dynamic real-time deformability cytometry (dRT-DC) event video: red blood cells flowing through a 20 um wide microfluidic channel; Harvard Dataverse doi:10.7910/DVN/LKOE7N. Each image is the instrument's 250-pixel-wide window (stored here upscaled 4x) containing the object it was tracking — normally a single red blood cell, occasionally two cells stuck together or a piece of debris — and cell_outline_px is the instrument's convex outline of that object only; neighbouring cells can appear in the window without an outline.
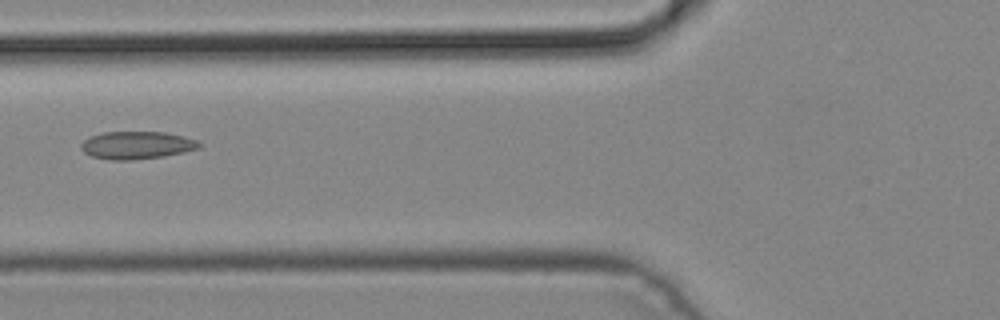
{"species": "common noctule bat (a hibernating species)", "species_latin": "Nyctalus noctula", "temperature_condition": "cold", "stored_images_in_passage": 5, "camera_frame_rate_fps": 3000, "um_per_image_px": 0.085, "animal": {"sex": "male", "body_mass_g": 19.2, "forearm_length_mm": 51.8}, "frame": {"image": 1, "passage_image": 5, "time_ms": 1.333, "image_size_px": [1000, 320], "cell_outline_px": [[204, 144], [200, 148], [184, 152], [164, 156], [132, 160], [108, 160], [92, 156], [84, 152], [80, 148], [80, 144], [84, 140], [92, 136], [104, 132], [164, 132], [184, 136], [196, 140]], "centroid_in_image_um": [11.65, 12.34], "position_along_channel_um": 114.2, "area_um2": 19.13}}